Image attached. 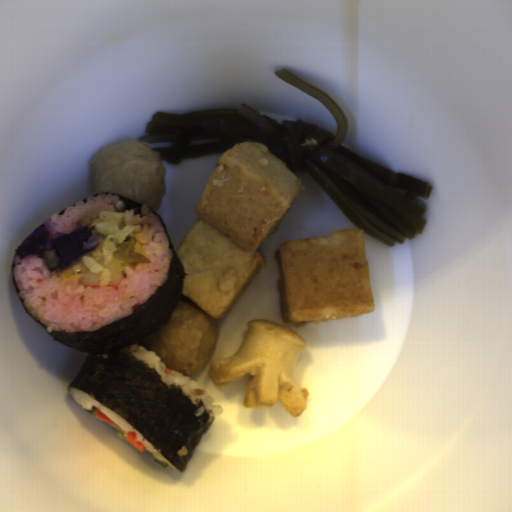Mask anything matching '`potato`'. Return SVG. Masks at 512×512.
<instances>
[{
  "label": "potato",
  "mask_w": 512,
  "mask_h": 512,
  "mask_svg": "<svg viewBox=\"0 0 512 512\" xmlns=\"http://www.w3.org/2000/svg\"><path fill=\"white\" fill-rule=\"evenodd\" d=\"M103 241L102 235L94 230L90 222L77 220L74 229L67 233L57 231L53 236L42 223L19 243L14 250V257H18V260L28 256L43 259L46 252L53 250L58 258L57 266L66 270Z\"/></svg>",
  "instance_id": "1"
},
{
  "label": "potato",
  "mask_w": 512,
  "mask_h": 512,
  "mask_svg": "<svg viewBox=\"0 0 512 512\" xmlns=\"http://www.w3.org/2000/svg\"><path fill=\"white\" fill-rule=\"evenodd\" d=\"M138 242L135 236H130L129 239L116 244V250L112 252L113 257L119 259L124 265L132 270H136L138 264H150V261L142 253L135 251L136 243Z\"/></svg>",
  "instance_id": "2"
}]
</instances>
